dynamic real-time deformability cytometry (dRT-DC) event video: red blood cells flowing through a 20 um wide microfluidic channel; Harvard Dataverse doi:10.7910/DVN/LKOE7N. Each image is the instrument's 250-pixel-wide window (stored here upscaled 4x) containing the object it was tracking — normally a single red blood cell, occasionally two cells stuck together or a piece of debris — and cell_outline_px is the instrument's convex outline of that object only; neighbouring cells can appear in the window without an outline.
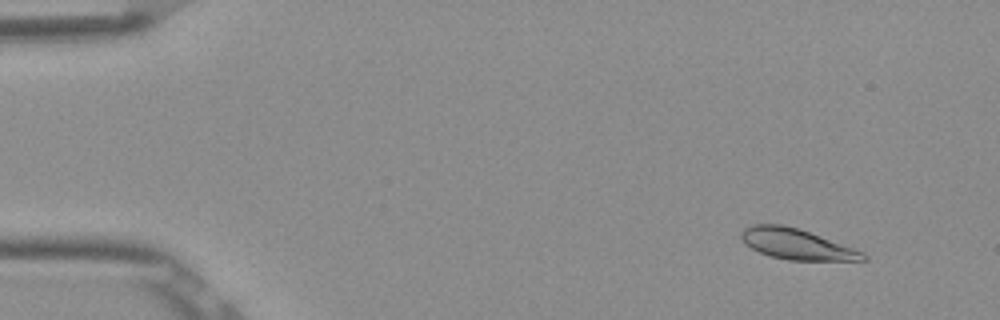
{"species": "Egyptian fruit bat (a non-hibernating species)", "species_latin": "Rousettus aegyptiacus", "temperature_condition": "room temperature", "stored_images_in_passage": 5, "camera_frame_rate_fps": 3000, "um_per_image_px": 0.085, "frame": {"image": 1, "passage_image": 1, "time_ms": 0.0, "image_size_px": [1000, 320], "cell_outline_px": [[868, 260], [788, 260], [772, 256], [760, 252], [752, 248], [740, 236], [740, 232], [744, 228], [752, 224], [780, 224], [800, 228], [864, 252], [868, 256]], "centroid_in_image_um": [67.73, 20.74], "position_along_channel_um": 17.3, "area_um2": 21.56}}
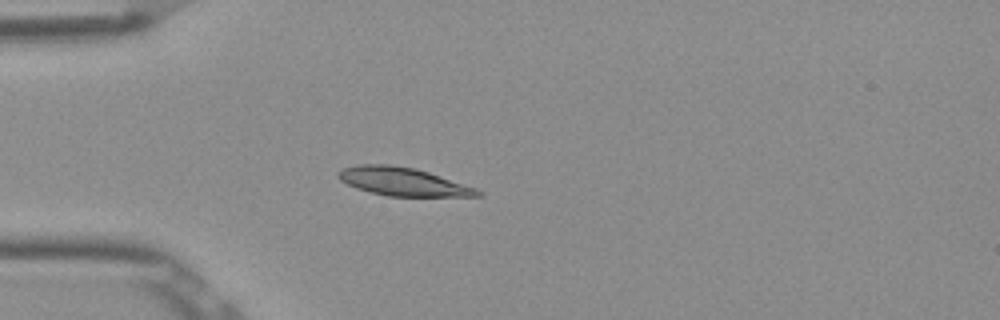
{"frame": {"image": 2, "passage_image": 4, "time_ms": 1.0, "image_size_px": [1000, 320], "cell_outline_px": [[484, 192], [480, 196], [388, 196], [356, 188], [340, 180], [336, 176], [336, 172], [340, 168], [360, 164], [388, 164], [416, 168], [476, 188]], "centroid_in_image_um": [34.2, 15.43], "position_along_channel_um": 50.8, "area_um2": 22.89}}